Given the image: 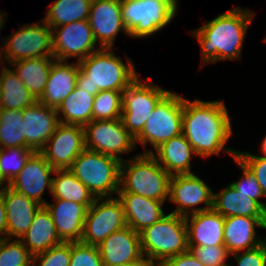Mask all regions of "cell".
I'll list each match as a JSON object with an SVG mask.
<instances>
[{"label":"cell","instance_id":"6da1fadb","mask_svg":"<svg viewBox=\"0 0 266 266\" xmlns=\"http://www.w3.org/2000/svg\"><path fill=\"white\" fill-rule=\"evenodd\" d=\"M232 133L223 101L204 102L196 99L191 102L183 99L182 134L196 155L209 157L224 150L234 159L237 151L225 147Z\"/></svg>","mask_w":266,"mask_h":266},{"label":"cell","instance_id":"7a4b0ae2","mask_svg":"<svg viewBox=\"0 0 266 266\" xmlns=\"http://www.w3.org/2000/svg\"><path fill=\"white\" fill-rule=\"evenodd\" d=\"M253 16V12L237 6L196 29L192 35L200 44L202 64L240 58Z\"/></svg>","mask_w":266,"mask_h":266},{"label":"cell","instance_id":"3957f363","mask_svg":"<svg viewBox=\"0 0 266 266\" xmlns=\"http://www.w3.org/2000/svg\"><path fill=\"white\" fill-rule=\"evenodd\" d=\"M110 50L101 48L78 62L77 87L94 96L100 91H124L139 76L130 58L126 66Z\"/></svg>","mask_w":266,"mask_h":266},{"label":"cell","instance_id":"277c9868","mask_svg":"<svg viewBox=\"0 0 266 266\" xmlns=\"http://www.w3.org/2000/svg\"><path fill=\"white\" fill-rule=\"evenodd\" d=\"M170 179L171 175L151 153H143L130 162H121L118 193L138 194L164 203L169 198Z\"/></svg>","mask_w":266,"mask_h":266},{"label":"cell","instance_id":"5b68a950","mask_svg":"<svg viewBox=\"0 0 266 266\" xmlns=\"http://www.w3.org/2000/svg\"><path fill=\"white\" fill-rule=\"evenodd\" d=\"M140 242L143 257L146 256L149 265H160L165 259L188 251V230L184 216L173 213L165 215L140 232Z\"/></svg>","mask_w":266,"mask_h":266},{"label":"cell","instance_id":"8992f818","mask_svg":"<svg viewBox=\"0 0 266 266\" xmlns=\"http://www.w3.org/2000/svg\"><path fill=\"white\" fill-rule=\"evenodd\" d=\"M121 162L112 156L85 148L69 170L95 198L113 197L120 187Z\"/></svg>","mask_w":266,"mask_h":266},{"label":"cell","instance_id":"52a82bcc","mask_svg":"<svg viewBox=\"0 0 266 266\" xmlns=\"http://www.w3.org/2000/svg\"><path fill=\"white\" fill-rule=\"evenodd\" d=\"M177 0H121L123 22L128 36L141 38L160 31L173 19Z\"/></svg>","mask_w":266,"mask_h":266},{"label":"cell","instance_id":"ba28073f","mask_svg":"<svg viewBox=\"0 0 266 266\" xmlns=\"http://www.w3.org/2000/svg\"><path fill=\"white\" fill-rule=\"evenodd\" d=\"M169 92L146 80L142 82L139 77L122 92L121 121L134 138L141 133L152 111Z\"/></svg>","mask_w":266,"mask_h":266},{"label":"cell","instance_id":"9c48e42d","mask_svg":"<svg viewBox=\"0 0 266 266\" xmlns=\"http://www.w3.org/2000/svg\"><path fill=\"white\" fill-rule=\"evenodd\" d=\"M183 97L169 92L152 111L141 133L135 138L146 147L149 142L153 148L182 134Z\"/></svg>","mask_w":266,"mask_h":266},{"label":"cell","instance_id":"30bf717a","mask_svg":"<svg viewBox=\"0 0 266 266\" xmlns=\"http://www.w3.org/2000/svg\"><path fill=\"white\" fill-rule=\"evenodd\" d=\"M102 199L95 198L88 208L83 226L82 243L99 246L113 232L127 226L123 206L118 197Z\"/></svg>","mask_w":266,"mask_h":266},{"label":"cell","instance_id":"8fae6325","mask_svg":"<svg viewBox=\"0 0 266 266\" xmlns=\"http://www.w3.org/2000/svg\"><path fill=\"white\" fill-rule=\"evenodd\" d=\"M5 40L4 60L9 64L37 57L53 58L52 29L44 20L25 25Z\"/></svg>","mask_w":266,"mask_h":266},{"label":"cell","instance_id":"7c38bea8","mask_svg":"<svg viewBox=\"0 0 266 266\" xmlns=\"http://www.w3.org/2000/svg\"><path fill=\"white\" fill-rule=\"evenodd\" d=\"M85 148L104 155L123 159L119 154L131 152L135 138L124 127L121 118L113 120H92L84 126Z\"/></svg>","mask_w":266,"mask_h":266},{"label":"cell","instance_id":"4fadbf2b","mask_svg":"<svg viewBox=\"0 0 266 266\" xmlns=\"http://www.w3.org/2000/svg\"><path fill=\"white\" fill-rule=\"evenodd\" d=\"M50 28L52 29L53 58L56 60L65 61L76 57L79 62L101 49V47L95 48L97 44L88 20Z\"/></svg>","mask_w":266,"mask_h":266},{"label":"cell","instance_id":"5bb4252c","mask_svg":"<svg viewBox=\"0 0 266 266\" xmlns=\"http://www.w3.org/2000/svg\"><path fill=\"white\" fill-rule=\"evenodd\" d=\"M213 191L195 174L172 175L170 179L169 200L178 204L171 213L187 216L213 208ZM200 203L206 207L196 208ZM191 208V209H190Z\"/></svg>","mask_w":266,"mask_h":266},{"label":"cell","instance_id":"9a60e30c","mask_svg":"<svg viewBox=\"0 0 266 266\" xmlns=\"http://www.w3.org/2000/svg\"><path fill=\"white\" fill-rule=\"evenodd\" d=\"M84 149V127L59 123L53 136L39 152L56 170L69 169Z\"/></svg>","mask_w":266,"mask_h":266},{"label":"cell","instance_id":"2e32d148","mask_svg":"<svg viewBox=\"0 0 266 266\" xmlns=\"http://www.w3.org/2000/svg\"><path fill=\"white\" fill-rule=\"evenodd\" d=\"M54 172L55 169L46 161L45 157L40 152H34L8 186L41 206H45L47 202L42 195L46 187L51 193L52 177L50 175Z\"/></svg>","mask_w":266,"mask_h":266},{"label":"cell","instance_id":"e0dca14e","mask_svg":"<svg viewBox=\"0 0 266 266\" xmlns=\"http://www.w3.org/2000/svg\"><path fill=\"white\" fill-rule=\"evenodd\" d=\"M88 21L101 48L112 49L120 30L129 35L122 19L121 0H92Z\"/></svg>","mask_w":266,"mask_h":266},{"label":"cell","instance_id":"ac0fdd59","mask_svg":"<svg viewBox=\"0 0 266 266\" xmlns=\"http://www.w3.org/2000/svg\"><path fill=\"white\" fill-rule=\"evenodd\" d=\"M25 148L39 152L53 136L59 119L57 110L39 101L22 110Z\"/></svg>","mask_w":266,"mask_h":266},{"label":"cell","instance_id":"d6986e66","mask_svg":"<svg viewBox=\"0 0 266 266\" xmlns=\"http://www.w3.org/2000/svg\"><path fill=\"white\" fill-rule=\"evenodd\" d=\"M98 248L103 264L147 263L141 251L140 233L129 226L113 232Z\"/></svg>","mask_w":266,"mask_h":266},{"label":"cell","instance_id":"ffe728a7","mask_svg":"<svg viewBox=\"0 0 266 266\" xmlns=\"http://www.w3.org/2000/svg\"><path fill=\"white\" fill-rule=\"evenodd\" d=\"M184 218L188 230V246H224L225 218L213 208Z\"/></svg>","mask_w":266,"mask_h":266},{"label":"cell","instance_id":"44dd1931","mask_svg":"<svg viewBox=\"0 0 266 266\" xmlns=\"http://www.w3.org/2000/svg\"><path fill=\"white\" fill-rule=\"evenodd\" d=\"M55 200V204L46 203L45 206L51 213L58 236L63 242L81 241L88 207L63 199Z\"/></svg>","mask_w":266,"mask_h":266},{"label":"cell","instance_id":"7402d4cb","mask_svg":"<svg viewBox=\"0 0 266 266\" xmlns=\"http://www.w3.org/2000/svg\"><path fill=\"white\" fill-rule=\"evenodd\" d=\"M0 196L3 199L7 214L8 238L11 239V236H16L21 239L32 224L41 205L15 191L8 184Z\"/></svg>","mask_w":266,"mask_h":266},{"label":"cell","instance_id":"603a6c76","mask_svg":"<svg viewBox=\"0 0 266 266\" xmlns=\"http://www.w3.org/2000/svg\"><path fill=\"white\" fill-rule=\"evenodd\" d=\"M255 226L266 230V218L225 217L224 246L230 254L256 248L266 241V238L256 239Z\"/></svg>","mask_w":266,"mask_h":266},{"label":"cell","instance_id":"cb8c5ba5","mask_svg":"<svg viewBox=\"0 0 266 266\" xmlns=\"http://www.w3.org/2000/svg\"><path fill=\"white\" fill-rule=\"evenodd\" d=\"M63 62L54 60L52 63L46 87L37 100L42 105L57 109L76 86V79L80 70L79 63Z\"/></svg>","mask_w":266,"mask_h":266},{"label":"cell","instance_id":"d4e9b609","mask_svg":"<svg viewBox=\"0 0 266 266\" xmlns=\"http://www.w3.org/2000/svg\"><path fill=\"white\" fill-rule=\"evenodd\" d=\"M121 201L127 226L140 233L165 216L163 202L132 193H117Z\"/></svg>","mask_w":266,"mask_h":266},{"label":"cell","instance_id":"484cf974","mask_svg":"<svg viewBox=\"0 0 266 266\" xmlns=\"http://www.w3.org/2000/svg\"><path fill=\"white\" fill-rule=\"evenodd\" d=\"M156 150H148L158 163L172 176L178 174H191V154L195 151L186 137L181 134L161 143Z\"/></svg>","mask_w":266,"mask_h":266},{"label":"cell","instance_id":"4316f807","mask_svg":"<svg viewBox=\"0 0 266 266\" xmlns=\"http://www.w3.org/2000/svg\"><path fill=\"white\" fill-rule=\"evenodd\" d=\"M21 239L33 256L63 242L57 234L51 213L46 206L38 209L32 224Z\"/></svg>","mask_w":266,"mask_h":266},{"label":"cell","instance_id":"83f0119b","mask_svg":"<svg viewBox=\"0 0 266 266\" xmlns=\"http://www.w3.org/2000/svg\"><path fill=\"white\" fill-rule=\"evenodd\" d=\"M213 209L224 218L231 216H247L266 218V210L249 195L238 192L231 184L223 191L214 194Z\"/></svg>","mask_w":266,"mask_h":266},{"label":"cell","instance_id":"f1b7e54d","mask_svg":"<svg viewBox=\"0 0 266 266\" xmlns=\"http://www.w3.org/2000/svg\"><path fill=\"white\" fill-rule=\"evenodd\" d=\"M54 58L37 57L15 61L10 65L17 78L27 87L28 91L38 100L48 81L50 68Z\"/></svg>","mask_w":266,"mask_h":266},{"label":"cell","instance_id":"f546056e","mask_svg":"<svg viewBox=\"0 0 266 266\" xmlns=\"http://www.w3.org/2000/svg\"><path fill=\"white\" fill-rule=\"evenodd\" d=\"M94 97L88 91L75 86L72 93L56 109L59 122L84 127L93 120Z\"/></svg>","mask_w":266,"mask_h":266},{"label":"cell","instance_id":"4dcf8cb0","mask_svg":"<svg viewBox=\"0 0 266 266\" xmlns=\"http://www.w3.org/2000/svg\"><path fill=\"white\" fill-rule=\"evenodd\" d=\"M53 174L56 178H52V191L54 199H63L80 203L88 208L93 204L95 197L82 184L69 169H56Z\"/></svg>","mask_w":266,"mask_h":266},{"label":"cell","instance_id":"1f68e13d","mask_svg":"<svg viewBox=\"0 0 266 266\" xmlns=\"http://www.w3.org/2000/svg\"><path fill=\"white\" fill-rule=\"evenodd\" d=\"M0 84L2 90L0 108L23 110L37 102L15 72L6 66L2 68Z\"/></svg>","mask_w":266,"mask_h":266},{"label":"cell","instance_id":"d6a6232c","mask_svg":"<svg viewBox=\"0 0 266 266\" xmlns=\"http://www.w3.org/2000/svg\"><path fill=\"white\" fill-rule=\"evenodd\" d=\"M91 2L92 0H56L43 20L49 27L88 20Z\"/></svg>","mask_w":266,"mask_h":266},{"label":"cell","instance_id":"836d02e7","mask_svg":"<svg viewBox=\"0 0 266 266\" xmlns=\"http://www.w3.org/2000/svg\"><path fill=\"white\" fill-rule=\"evenodd\" d=\"M14 147L25 148L22 110L0 108V148Z\"/></svg>","mask_w":266,"mask_h":266},{"label":"cell","instance_id":"e575fe53","mask_svg":"<svg viewBox=\"0 0 266 266\" xmlns=\"http://www.w3.org/2000/svg\"><path fill=\"white\" fill-rule=\"evenodd\" d=\"M34 152L24 147L0 148V175L5 182L9 184L17 176Z\"/></svg>","mask_w":266,"mask_h":266},{"label":"cell","instance_id":"d590c367","mask_svg":"<svg viewBox=\"0 0 266 266\" xmlns=\"http://www.w3.org/2000/svg\"><path fill=\"white\" fill-rule=\"evenodd\" d=\"M122 92L100 91L94 97L93 120H113L121 118Z\"/></svg>","mask_w":266,"mask_h":266},{"label":"cell","instance_id":"8d00e7d4","mask_svg":"<svg viewBox=\"0 0 266 266\" xmlns=\"http://www.w3.org/2000/svg\"><path fill=\"white\" fill-rule=\"evenodd\" d=\"M9 240L0 242V266H26L33 255L20 239Z\"/></svg>","mask_w":266,"mask_h":266},{"label":"cell","instance_id":"74e56055","mask_svg":"<svg viewBox=\"0 0 266 266\" xmlns=\"http://www.w3.org/2000/svg\"><path fill=\"white\" fill-rule=\"evenodd\" d=\"M69 266H103L98 246L88 245L81 241L71 242Z\"/></svg>","mask_w":266,"mask_h":266},{"label":"cell","instance_id":"f35d334b","mask_svg":"<svg viewBox=\"0 0 266 266\" xmlns=\"http://www.w3.org/2000/svg\"><path fill=\"white\" fill-rule=\"evenodd\" d=\"M70 258L71 242H62L47 251L34 255L32 259L37 262V266H69Z\"/></svg>","mask_w":266,"mask_h":266},{"label":"cell","instance_id":"ab89813d","mask_svg":"<svg viewBox=\"0 0 266 266\" xmlns=\"http://www.w3.org/2000/svg\"><path fill=\"white\" fill-rule=\"evenodd\" d=\"M189 251L204 266H230L225 263L231 255L225 246H189Z\"/></svg>","mask_w":266,"mask_h":266},{"label":"cell","instance_id":"60d3db41","mask_svg":"<svg viewBox=\"0 0 266 266\" xmlns=\"http://www.w3.org/2000/svg\"><path fill=\"white\" fill-rule=\"evenodd\" d=\"M234 160L242 168L243 176L240 181L232 182L230 184L238 192L244 193L245 195H249V198L257 201L266 210V203L259 201V198L263 197L264 194L256 178L251 173V171L244 164H242L236 157L234 158Z\"/></svg>","mask_w":266,"mask_h":266},{"label":"cell","instance_id":"b9f144b4","mask_svg":"<svg viewBox=\"0 0 266 266\" xmlns=\"http://www.w3.org/2000/svg\"><path fill=\"white\" fill-rule=\"evenodd\" d=\"M236 158L251 171L266 196V157L237 151Z\"/></svg>","mask_w":266,"mask_h":266},{"label":"cell","instance_id":"7bdbcfd3","mask_svg":"<svg viewBox=\"0 0 266 266\" xmlns=\"http://www.w3.org/2000/svg\"><path fill=\"white\" fill-rule=\"evenodd\" d=\"M235 257L238 266H266V241L256 248L231 254Z\"/></svg>","mask_w":266,"mask_h":266},{"label":"cell","instance_id":"ee69618b","mask_svg":"<svg viewBox=\"0 0 266 266\" xmlns=\"http://www.w3.org/2000/svg\"><path fill=\"white\" fill-rule=\"evenodd\" d=\"M160 266H204L193 254L188 250L177 256L165 259Z\"/></svg>","mask_w":266,"mask_h":266},{"label":"cell","instance_id":"f6af8a7d","mask_svg":"<svg viewBox=\"0 0 266 266\" xmlns=\"http://www.w3.org/2000/svg\"><path fill=\"white\" fill-rule=\"evenodd\" d=\"M6 237H3L5 236ZM7 214L2 197L0 196V242L8 239Z\"/></svg>","mask_w":266,"mask_h":266},{"label":"cell","instance_id":"bcb514c9","mask_svg":"<svg viewBox=\"0 0 266 266\" xmlns=\"http://www.w3.org/2000/svg\"><path fill=\"white\" fill-rule=\"evenodd\" d=\"M103 266H114V265L103 264ZM115 266H149V264L148 263H130V264L115 265Z\"/></svg>","mask_w":266,"mask_h":266},{"label":"cell","instance_id":"7dc6e473","mask_svg":"<svg viewBox=\"0 0 266 266\" xmlns=\"http://www.w3.org/2000/svg\"><path fill=\"white\" fill-rule=\"evenodd\" d=\"M261 150L263 153V157H266V136L264 137L262 144H261Z\"/></svg>","mask_w":266,"mask_h":266},{"label":"cell","instance_id":"c3c4849f","mask_svg":"<svg viewBox=\"0 0 266 266\" xmlns=\"http://www.w3.org/2000/svg\"><path fill=\"white\" fill-rule=\"evenodd\" d=\"M5 13H1L0 12V30H1V28H3L4 26V23H5Z\"/></svg>","mask_w":266,"mask_h":266},{"label":"cell","instance_id":"681fc988","mask_svg":"<svg viewBox=\"0 0 266 266\" xmlns=\"http://www.w3.org/2000/svg\"><path fill=\"white\" fill-rule=\"evenodd\" d=\"M4 184H5V180L0 175V187H1L0 193L6 188V186L3 187Z\"/></svg>","mask_w":266,"mask_h":266},{"label":"cell","instance_id":"f907efd6","mask_svg":"<svg viewBox=\"0 0 266 266\" xmlns=\"http://www.w3.org/2000/svg\"><path fill=\"white\" fill-rule=\"evenodd\" d=\"M26 266H37V264H36V262H35L33 259H31V260L26 264Z\"/></svg>","mask_w":266,"mask_h":266},{"label":"cell","instance_id":"816d5d0a","mask_svg":"<svg viewBox=\"0 0 266 266\" xmlns=\"http://www.w3.org/2000/svg\"><path fill=\"white\" fill-rule=\"evenodd\" d=\"M0 59H1V61L4 60V54H3V51H0ZM2 59H3V60H2Z\"/></svg>","mask_w":266,"mask_h":266},{"label":"cell","instance_id":"f5cc1de1","mask_svg":"<svg viewBox=\"0 0 266 266\" xmlns=\"http://www.w3.org/2000/svg\"><path fill=\"white\" fill-rule=\"evenodd\" d=\"M1 98H2V90H1V84H0V103H1Z\"/></svg>","mask_w":266,"mask_h":266}]
</instances>
